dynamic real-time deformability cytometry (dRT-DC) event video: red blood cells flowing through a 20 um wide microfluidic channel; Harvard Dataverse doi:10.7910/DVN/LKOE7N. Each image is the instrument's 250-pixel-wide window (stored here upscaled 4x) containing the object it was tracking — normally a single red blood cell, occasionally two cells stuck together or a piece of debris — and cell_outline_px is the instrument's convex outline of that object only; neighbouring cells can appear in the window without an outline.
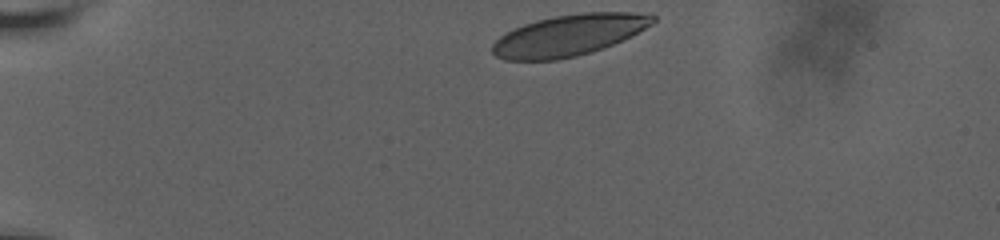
{"species": "human", "species_latin": "Homo sapiens", "temperature_condition": "room temperature", "stored_images_in_passage": 38, "camera_frame_rate_fps": 3000, "um_per_image_px": 0.085, "donor": {"sex": "male"}, "frame": {"image": 1, "passage_image": 1, "time_ms": 0.0, "image_size_px": [1000, 240], "cell_outline_px": [[656, 20], [652, 24], [632, 36], [604, 48], [576, 56], [556, 60], [504, 60], [496, 56], [492, 52], [492, 44], [500, 36], [524, 24], [536, 20], [556, 16], [584, 12], [632, 12], [656, 16]], "centroid_in_image_um": [48.37, 3.0], "position_along_channel_um": 36.6, "area_um2": 38.38}}
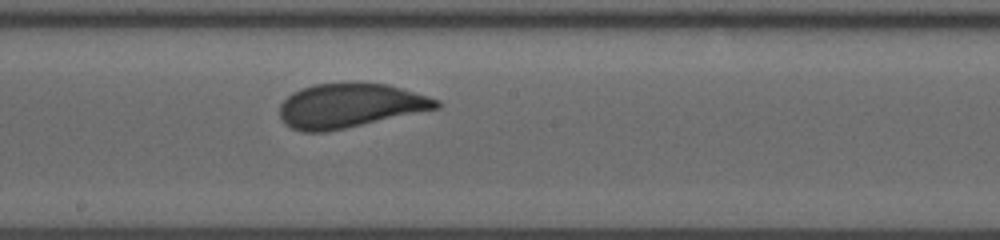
{"frame": {"image": 2, "passage_image": 22, "time_ms": 7.0, "image_size_px": [1000, 240], "cell_outline_px": [[440, 108], [344, 128], [324, 132], [304, 132], [292, 128], [284, 124], [280, 120], [280, 104], [292, 92], [312, 84], [388, 84], [428, 96], [440, 100]], "centroid_in_image_um": [29.72, 8.99], "position_along_channel_um": 218.5, "area_um2": 39.94}}
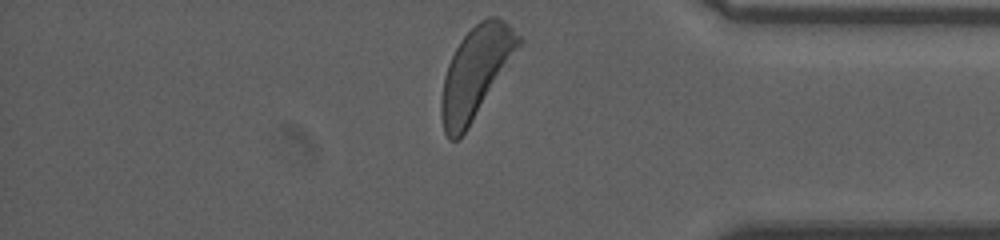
{"frame": {"image": 3, "passage_image": 38, "time_ms": 12.333, "image_size_px": [1000, 240], "cell_outline_px": [[524, 40], [468, 128], [456, 140], [448, 140], [444, 132], [440, 116], [440, 100], [444, 76], [448, 64], [460, 40], [480, 20], [488, 16], [496, 16], [504, 20]], "centroid_in_image_um": [40.41, 6.15], "position_along_channel_um": 394.8, "area_um2": 40.46}, "authors_computed_cell_mechanics": {"area_um2": 40.5178, "velocity_mm_per_s": 3.5945, "shape_relaxation_time_tau1_ms": 4.6284, "shape_relaxation_time_tau2_ms": null, "deformation_change_tau1": 0.1541, "deformation_change_tau2": null}}